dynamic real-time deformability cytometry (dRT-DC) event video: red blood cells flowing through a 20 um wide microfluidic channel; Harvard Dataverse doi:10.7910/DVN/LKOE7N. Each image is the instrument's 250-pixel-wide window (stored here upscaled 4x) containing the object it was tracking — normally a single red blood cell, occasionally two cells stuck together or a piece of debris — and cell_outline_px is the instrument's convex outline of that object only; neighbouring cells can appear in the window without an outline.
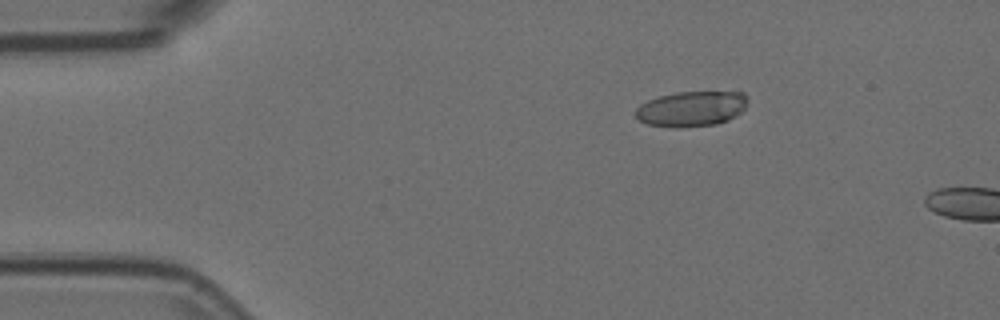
{"species": "Egyptian fruit bat (a non-hibernating species)", "species_latin": "Rousettus aegyptiacus", "temperature_condition": "room temperature", "stored_images_in_passage": 12, "camera_frame_rate_fps": 3000, "um_per_image_px": 0.085, "animal": {"sex": "female"}, "frame": {"image": 1, "passage_image": 9, "time_ms": 2.667, "image_size_px": [1000, 320], "cell_outline_px": [[748, 104], [736, 116], [728, 120], [716, 124], [680, 128], [676, 128], [648, 124], [640, 120], [636, 116], [636, 108], [640, 104], [648, 100], [660, 96], [676, 92], [744, 92], [748, 96]], "centroid_in_image_um": [58.8, 9.24], "position_along_channel_um": 26.2, "area_um2": 23.12}}